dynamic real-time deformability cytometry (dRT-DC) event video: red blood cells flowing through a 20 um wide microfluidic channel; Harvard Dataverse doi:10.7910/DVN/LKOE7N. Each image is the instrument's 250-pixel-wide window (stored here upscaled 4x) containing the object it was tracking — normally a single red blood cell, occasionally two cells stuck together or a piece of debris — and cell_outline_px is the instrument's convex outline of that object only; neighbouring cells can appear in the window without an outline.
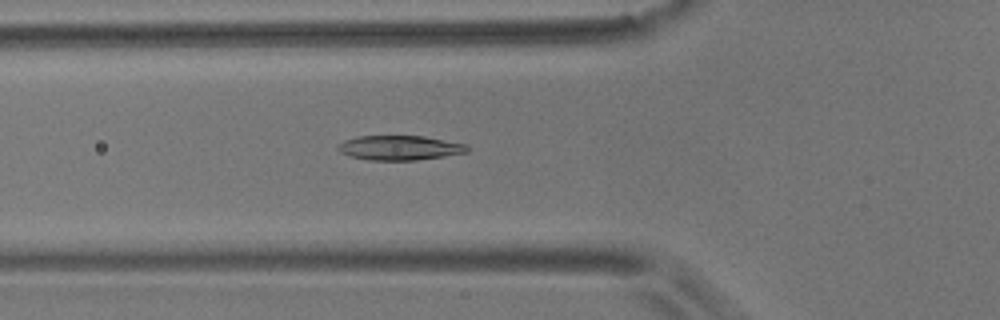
{"species": "common noctule bat (a hibernating species)", "species_latin": "Nyctalus noctula", "temperature_condition": "room temperature", "stored_images_in_passage": 53, "camera_frame_rate_fps": 3000, "um_per_image_px": 0.085, "animal": {"sex": "male", "body_mass_g": 17.9}, "frame": {"image": 1, "passage_image": 20, "time_ms": 6.333, "image_size_px": [1000, 320], "cell_outline_px": [[468, 152], [444, 156], [416, 160], [368, 160], [348, 156], [340, 152], [336, 148], [344, 140], [356, 136], [424, 136], [468, 144]], "centroid_in_image_um": [33.96, 12.56], "position_along_channel_um": 91.8, "area_um2": 18.61}}
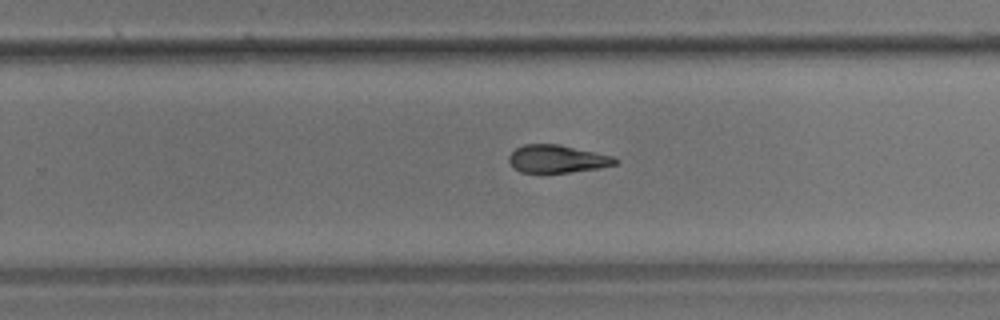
{"frame": {"image": 2, "passage_image": 36, "time_ms": 11.667, "image_size_px": [1000, 320], "cell_outline_px": [[616, 164], [600, 168], [568, 172], [520, 172], [512, 168], [508, 160], [508, 156], [516, 148], [524, 144], [560, 144], [612, 156], [616, 160]], "centroid_in_image_um": [47.3, 13.5], "position_along_channel_um": 282.5, "area_um2": 17.11}}
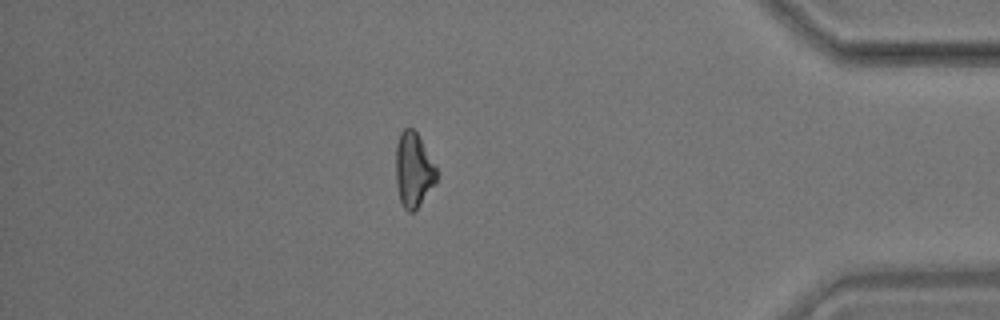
{"frame": {"image": 3, "passage_image": 49, "time_ms": 16.0, "image_size_px": [1000, 320], "cell_outline_px": [[436, 184], [416, 208], [412, 212], [408, 212], [404, 208], [400, 200], [396, 184], [396, 144], [400, 132], [404, 128], [412, 128], [416, 132], [436, 168]], "centroid_in_image_um": [35.12, 14.45], "position_along_channel_um": 400.1, "area_um2": 17.46}, "authors_computed_cell_mechanics": {"area_um2": 18.496, "velocity_mm_per_s": 3.5647, "shape_relaxation_time_tau1_ms": 6.6754, "shape_relaxation_time_tau2_ms": 4.3427, "deformation_change_tau1": 0.1649, "deformation_change_tau2": 0.1169}}